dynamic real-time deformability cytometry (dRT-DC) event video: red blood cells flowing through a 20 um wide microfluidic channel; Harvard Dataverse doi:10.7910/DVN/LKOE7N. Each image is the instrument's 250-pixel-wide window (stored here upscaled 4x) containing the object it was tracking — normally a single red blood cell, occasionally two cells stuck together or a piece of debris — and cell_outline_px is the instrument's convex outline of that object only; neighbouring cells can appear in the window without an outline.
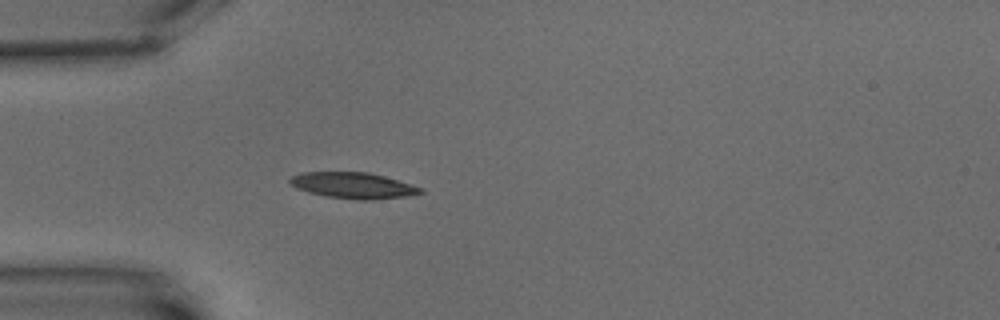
{"species": "common noctule bat (a hibernating species)", "species_latin": "Nyctalus noctula", "temperature_condition": "warm", "stored_images_in_passage": 4, "camera_frame_rate_fps": 3000, "um_per_image_px": 0.085, "animal": {"sex": "male", "body_mass_g": 15.6}, "frame": {"image": 1, "passage_image": 4, "time_ms": 4.667, "image_size_px": [1000, 320], "cell_outline_px": [[424, 192], [408, 196], [372, 200], [360, 200], [324, 196], [308, 192], [296, 188], [288, 184], [288, 180], [292, 176], [300, 172], [368, 172], [384, 176], [420, 188]], "centroid_in_image_um": [29.94, 15.76], "position_along_channel_um": 55.1, "area_um2": 19.77}}